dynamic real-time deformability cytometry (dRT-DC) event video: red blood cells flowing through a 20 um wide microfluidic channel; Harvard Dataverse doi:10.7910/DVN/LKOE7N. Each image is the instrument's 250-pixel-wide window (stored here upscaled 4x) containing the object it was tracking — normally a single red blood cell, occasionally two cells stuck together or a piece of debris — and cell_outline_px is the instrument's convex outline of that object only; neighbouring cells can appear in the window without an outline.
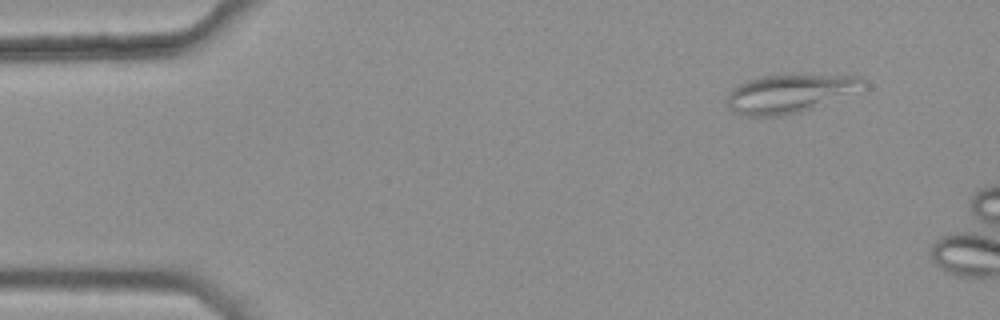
{"species": "common noctule bat (a hibernating species)", "species_latin": "Nyctalus noctula", "temperature_condition": "warm", "stored_images_in_passage": 44, "camera_frame_rate_fps": 3000, "um_per_image_px": 0.085, "animal": {"sex": "female", "body_mass_g": 25.1}, "frame": {"image": 1, "passage_image": 1, "time_ms": 0.0, "image_size_px": [1000, 320], "cell_outline_px": [[864, 80], [812, 108], [800, 112], [784, 116], [744, 116], [732, 112], [724, 104], [724, 100], [732, 88], [748, 80], [760, 76], [792, 72], [860, 76]], "centroid_in_image_um": [66.82, 7.92], "position_along_channel_um": 18.2, "area_um2": 30.06}}
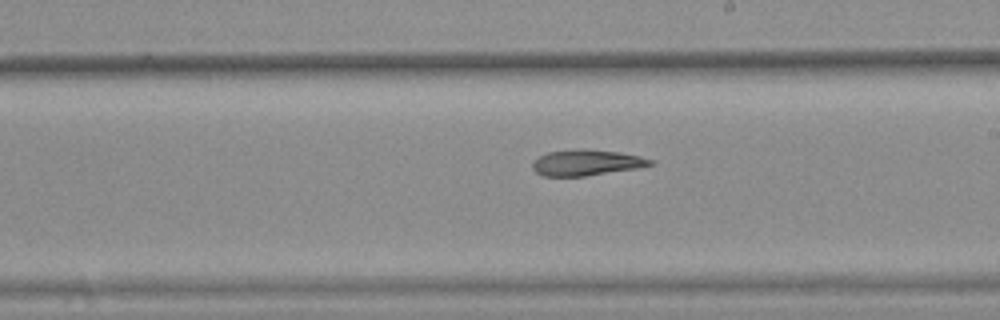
{"frame": {"image": 2, "passage_image": 26, "time_ms": 8.333, "image_size_px": [1000, 320], "cell_outline_px": [[652, 164], [636, 168], [584, 176], [544, 176], [536, 172], [532, 168], [532, 160], [548, 152], [580, 148], [584, 148], [616, 152], [636, 156], [652, 160]], "centroid_in_image_um": [49.75, 13.82], "position_along_channel_um": 239.3, "area_um2": 17.46}}
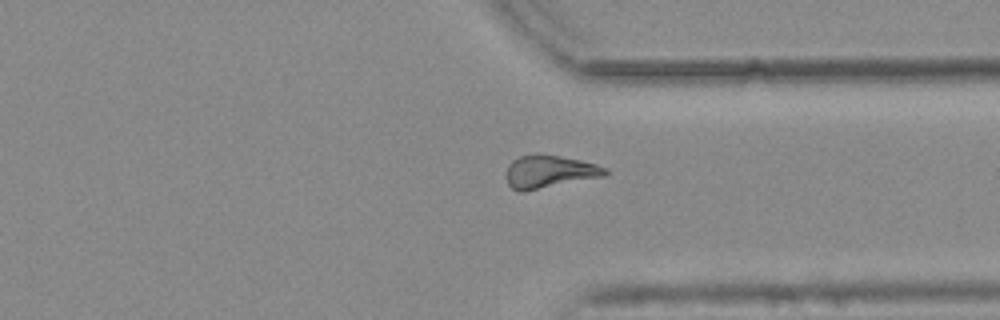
{"frame": {"image": 3, "passage_image": 36, "time_ms": 11.667, "image_size_px": [1000, 320], "cell_outline_px": [[608, 172], [604, 176], [524, 192], [520, 192], [512, 188], [508, 184], [504, 176], [504, 172], [508, 164], [512, 160], [520, 156], [536, 152], [540, 152], [580, 160], [596, 164], [608, 168]], "centroid_in_image_um": [46.63, 14.57], "position_along_channel_um": 364.8, "area_um2": 19.42}}